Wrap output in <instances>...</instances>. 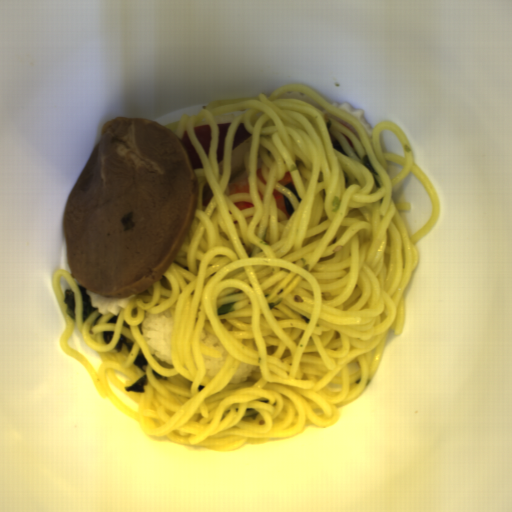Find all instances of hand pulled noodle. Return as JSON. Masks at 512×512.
<instances>
[{"mask_svg":"<svg viewBox=\"0 0 512 512\" xmlns=\"http://www.w3.org/2000/svg\"><path fill=\"white\" fill-rule=\"evenodd\" d=\"M224 159L216 161V123H229ZM251 133L233 150L236 125ZM213 127L207 157L192 127ZM183 144L184 131L205 168L193 169L198 199L180 251L159 281L127 297L115 314L94 309L83 321L82 293L64 268L52 272L66 321L59 338L81 363L102 399L138 421L145 435L210 451L237 450L274 438H293L308 426L330 428L339 408L363 394L374 378L388 332L402 335L405 290L419 264L415 246L441 215L438 193L414 162L406 133L381 121L369 136L360 120L300 83L267 97L212 99L197 114L163 125ZM395 133L405 157L382 152L378 133ZM184 146V144H183ZM185 147V146H184ZM387 161L402 165L391 179ZM192 165V164H191ZM193 168V167H192ZM290 171L293 183L278 180ZM412 173L430 196L428 223L408 233L391 189ZM248 176L249 193L228 195V184ZM280 190L288 219L272 195ZM253 203L239 211L233 203ZM75 294L77 322L66 314L63 292ZM171 309L172 366L150 354L140 323L150 311ZM81 333L100 359L94 370L68 344ZM220 340L228 363L214 378L201 355L217 358L199 340L203 330ZM103 331H113L106 343ZM121 334L134 342L115 349ZM148 364L134 366L136 356ZM259 365L258 378L230 384L239 363ZM146 392H125L143 375ZM109 384L136 401L120 402Z\"/></svg>","mask_w":512,"mask_h":512,"instance_id":"obj_1","label":"hand pulled noodle"}]
</instances>
